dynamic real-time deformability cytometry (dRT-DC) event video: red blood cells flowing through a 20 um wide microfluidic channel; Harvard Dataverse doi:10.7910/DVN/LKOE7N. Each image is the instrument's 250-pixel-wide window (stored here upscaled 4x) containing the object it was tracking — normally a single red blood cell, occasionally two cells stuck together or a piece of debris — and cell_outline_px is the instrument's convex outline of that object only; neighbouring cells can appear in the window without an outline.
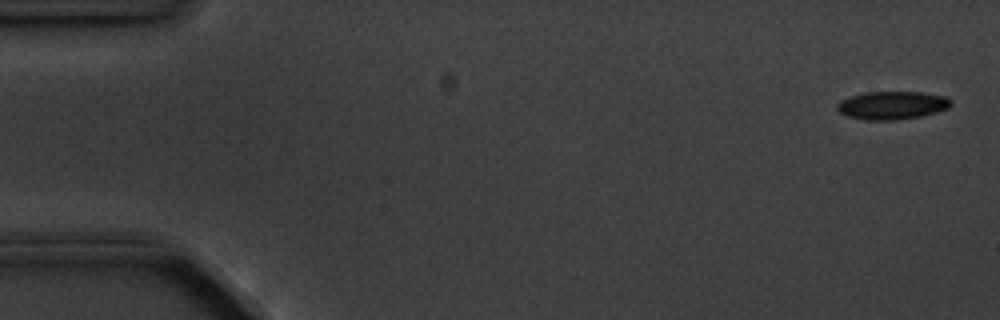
{"species": "common noctule bat (a hibernating species)", "species_latin": "Nyctalus noctula", "temperature_condition": "cold", "stored_images_in_passage": 6, "camera_frame_rate_fps": 3000, "um_per_image_px": 0.085, "animal": {"sex": "male", "body_mass_g": 20.1, "forearm_length_mm": 53.5}, "frame": {"image": 1, "passage_image": 1, "time_ms": 0.0, "image_size_px": [1000, 320], "cell_outline_px": [[952, 104], [948, 108], [936, 112], [920, 116], [896, 120], [868, 120], [848, 116], [840, 112], [836, 108], [836, 104], [840, 100], [864, 92], [924, 92], [944, 96], [952, 100]], "centroid_in_image_um": [75.84, 8.94], "position_along_channel_um": 9.2, "area_um2": 18.61}}